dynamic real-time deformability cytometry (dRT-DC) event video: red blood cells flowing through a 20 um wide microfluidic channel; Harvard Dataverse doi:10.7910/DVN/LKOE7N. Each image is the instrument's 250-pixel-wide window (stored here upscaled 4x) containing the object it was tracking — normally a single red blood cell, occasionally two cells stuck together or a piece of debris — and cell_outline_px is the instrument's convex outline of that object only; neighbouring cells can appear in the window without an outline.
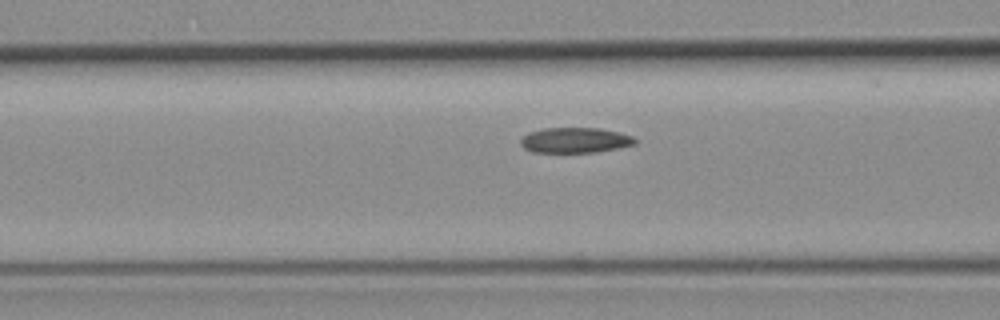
{"species": "common noctule bat (a hibernating species)", "species_latin": "Nyctalus noctula", "temperature_condition": "room temperature", "stored_images_in_passage": 5, "camera_frame_rate_fps": 3000, "um_per_image_px": 0.085, "animal": {"sex": "female", "body_mass_g": 19.3, "forearm_length_mm": 54.1}, "frame": {"image": 1, "passage_image": 5, "time_ms": 7.667, "image_size_px": [1000, 320], "cell_outline_px": [[636, 144], [620, 148], [596, 152], [532, 152], [524, 148], [520, 144], [520, 140], [528, 132], [544, 128], [600, 128], [620, 132], [632, 136], [636, 140]], "centroid_in_image_um": [48.89, 11.92], "position_along_channel_um": 117.7, "area_um2": 16.99}}